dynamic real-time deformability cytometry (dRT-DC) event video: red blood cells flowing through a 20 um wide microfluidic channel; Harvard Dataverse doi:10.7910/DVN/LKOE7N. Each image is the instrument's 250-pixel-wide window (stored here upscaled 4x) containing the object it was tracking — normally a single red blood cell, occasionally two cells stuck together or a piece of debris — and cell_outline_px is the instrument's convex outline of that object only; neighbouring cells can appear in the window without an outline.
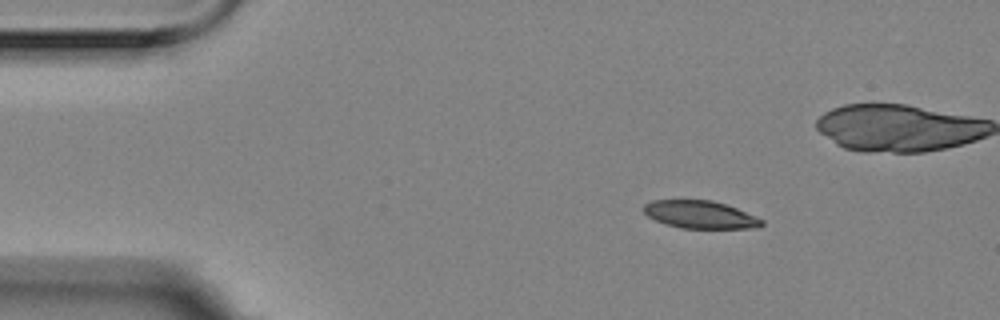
{"species": "Egyptian fruit bat (a non-hibernating species)", "species_latin": "Rousettus aegyptiacus", "temperature_condition": "room temperature", "stored_images_in_passage": 4, "camera_frame_rate_fps": 3000, "um_per_image_px": 0.085, "animal": {"sex": "female"}, "frame": {"image": 1, "passage_image": 1, "time_ms": 0.0, "image_size_px": [1000, 320], "cell_outline_px": [[764, 224], [760, 228], [680, 228], [656, 220], [648, 216], [640, 208], [644, 204], [652, 200], [712, 200], [736, 208], [764, 220]], "centroid_in_image_um": [59.5, 18.24], "position_along_channel_um": 25.5, "area_um2": 19.02}}